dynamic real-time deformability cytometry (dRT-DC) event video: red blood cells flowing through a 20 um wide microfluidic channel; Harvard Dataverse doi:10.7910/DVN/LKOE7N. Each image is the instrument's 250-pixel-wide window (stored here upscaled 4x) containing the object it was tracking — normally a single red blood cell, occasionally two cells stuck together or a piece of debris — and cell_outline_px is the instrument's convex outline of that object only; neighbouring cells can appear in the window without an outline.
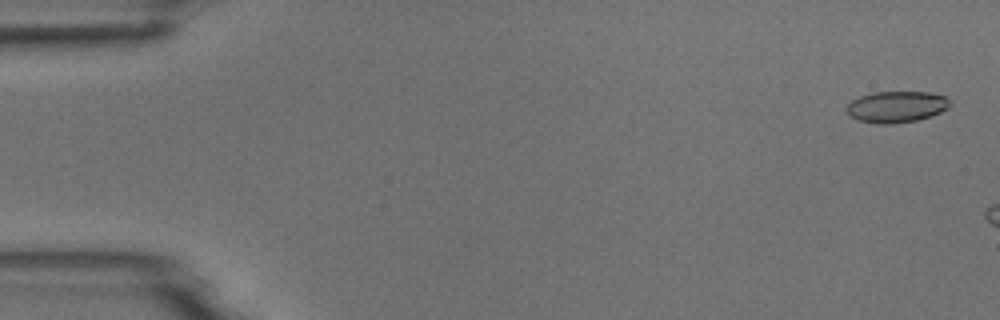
{"species": "common noctule bat (a hibernating species)", "species_latin": "Nyctalus noctula", "temperature_condition": "room temperature", "stored_images_in_passage": 3, "camera_frame_rate_fps": 3000, "um_per_image_px": 0.085, "animal": {"sex": "male", "body_mass_g": 18.8}, "frame": {"image": 1, "passage_image": 1, "time_ms": 0.0, "image_size_px": [1000, 320], "cell_outline_px": [[952, 104], [948, 108], [940, 112], [916, 120], [892, 124], [880, 124], [856, 120], [848, 116], [848, 104], [852, 100], [860, 96], [872, 92], [928, 92], [944, 96], [952, 100]], "centroid_in_image_um": [76.2, 9.07], "position_along_channel_um": 8.8, "area_um2": 18.9}}